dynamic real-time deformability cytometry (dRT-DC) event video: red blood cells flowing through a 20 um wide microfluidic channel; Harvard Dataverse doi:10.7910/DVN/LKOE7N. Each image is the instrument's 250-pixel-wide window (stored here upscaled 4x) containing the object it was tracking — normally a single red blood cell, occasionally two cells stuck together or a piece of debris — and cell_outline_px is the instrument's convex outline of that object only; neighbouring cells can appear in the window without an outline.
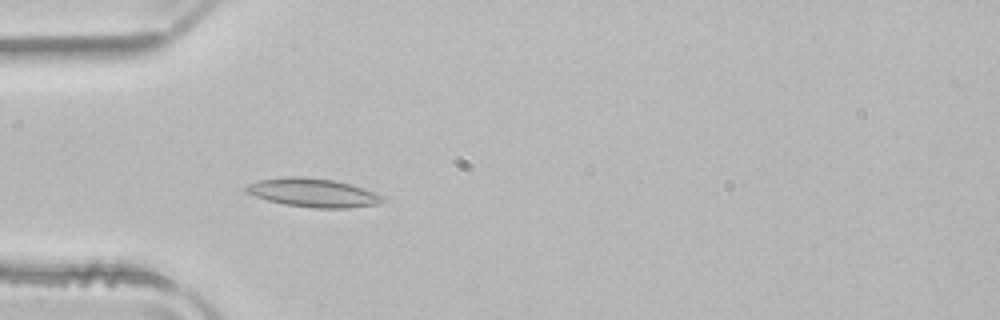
{"species": "common noctule bat (a hibernating species)", "species_latin": "Nyctalus noctula", "temperature_condition": "room temperature", "stored_images_in_passage": 11, "camera_frame_rate_fps": 3000, "um_per_image_px": 0.085, "animal": {"sex": "male", "body_mass_g": 21.5, "forearm_length_mm": 52.0}, "frame": {"image": 1, "passage_image": 4, "time_ms": 1.0, "image_size_px": [1000, 320], "cell_outline_px": [[388, 196], [380, 204], [348, 208], [312, 208], [284, 204], [268, 200], [244, 192], [244, 188], [248, 184], [260, 180], [284, 176], [300, 176], [332, 180], [352, 184]], "centroid_in_image_um": [26.66, 16.38], "position_along_channel_um": 58.3, "area_um2": 23.06}}
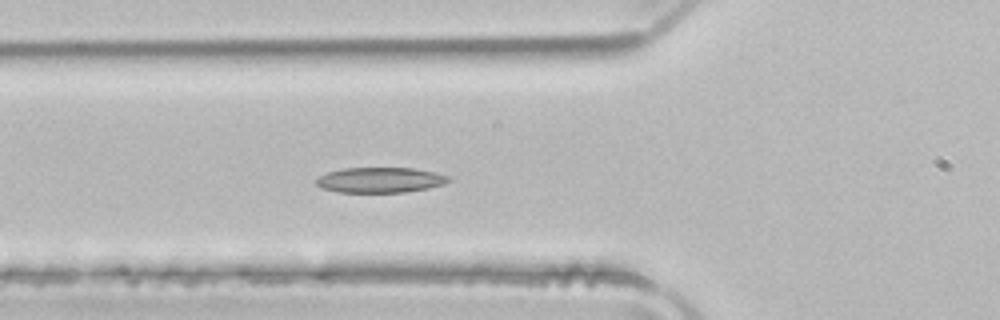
{"frame": {"image": 2, "passage_image": 7, "time_ms": 2.0, "image_size_px": [1000, 320], "cell_outline_px": [[452, 180], [444, 184], [428, 188], [404, 192], [336, 192], [320, 188], [316, 184], [316, 180], [320, 176], [328, 172], [340, 168], [412, 168], [436, 172], [452, 176]], "centroid_in_image_um": [32.34, 15.3], "position_along_channel_um": 93.5, "area_um2": 19.71}}